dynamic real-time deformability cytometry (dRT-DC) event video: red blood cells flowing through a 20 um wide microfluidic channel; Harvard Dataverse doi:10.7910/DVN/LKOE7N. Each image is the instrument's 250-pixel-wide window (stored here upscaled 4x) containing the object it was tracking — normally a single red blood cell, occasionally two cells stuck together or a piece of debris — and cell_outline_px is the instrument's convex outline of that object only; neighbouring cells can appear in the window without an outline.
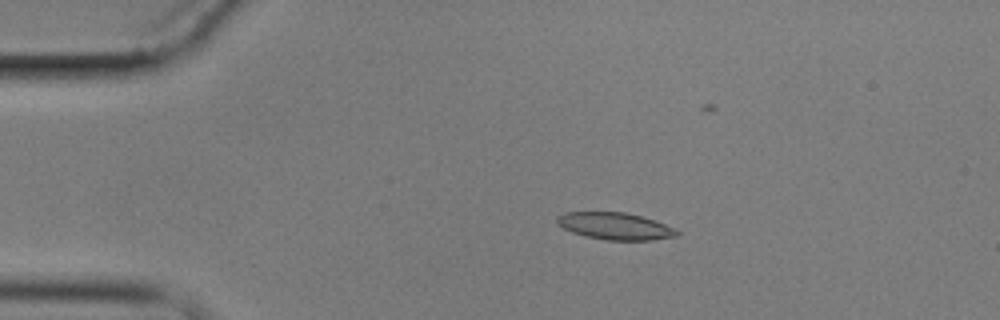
{"species": "common noctule bat (a hibernating species)", "species_latin": "Nyctalus noctula", "temperature_condition": "cold", "stored_images_in_passage": 5, "camera_frame_rate_fps": 3000, "um_per_image_px": 0.085, "animal": {"sex": "male", "body_mass_g": 17.9}, "frame": {"image": 1, "passage_image": 3, "time_ms": 2.333, "image_size_px": [1000, 320], "cell_outline_px": [[680, 232], [676, 236], [652, 240], [608, 240], [584, 236], [572, 232], [556, 224], [556, 216], [564, 212], [624, 212], [656, 220]], "centroid_in_image_um": [52.23, 19.21], "position_along_channel_um": 32.8, "area_um2": 18.84}}